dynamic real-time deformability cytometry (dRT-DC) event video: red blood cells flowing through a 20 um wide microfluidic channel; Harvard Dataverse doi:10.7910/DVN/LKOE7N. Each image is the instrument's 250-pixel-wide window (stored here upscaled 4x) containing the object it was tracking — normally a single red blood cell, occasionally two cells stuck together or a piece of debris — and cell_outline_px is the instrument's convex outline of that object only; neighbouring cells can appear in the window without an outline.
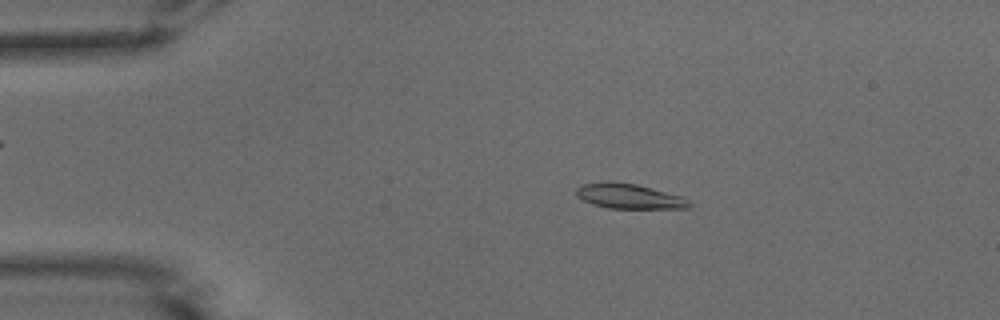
{"species": "common noctule bat (a hibernating species)", "species_latin": "Nyctalus noctula", "temperature_condition": "warm", "stored_images_in_passage": 51, "camera_frame_rate_fps": 3000, "um_per_image_px": 0.085, "animal": {"sex": "male", "body_mass_g": 15.6}, "frame": {"image": 1, "passage_image": 9, "time_ms": 2.667, "image_size_px": [1000, 320], "cell_outline_px": [[692, 204], [688, 208], [608, 208], [592, 204], [576, 196], [576, 188], [580, 184], [608, 180], [636, 184], [684, 196], [692, 200]], "centroid_in_image_um": [53.49, 16.66], "position_along_channel_um": 31.5, "area_um2": 16.76}}
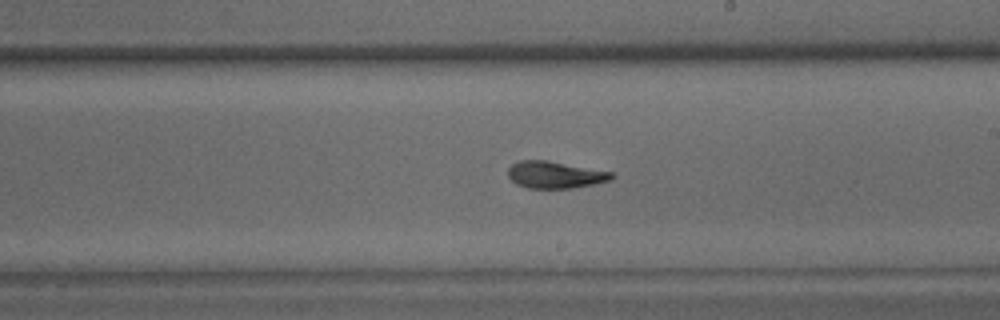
{"frame": {"image": 2, "passage_image": 29, "time_ms": 9.333, "image_size_px": [1000, 320], "cell_outline_px": [[616, 176], [612, 180], [596, 184], [572, 188], [528, 188], [516, 184], [508, 176], [508, 168], [512, 164], [520, 160], [548, 160], [612, 172]], "centroid_in_image_um": [47.2, 14.86], "position_along_channel_um": 241.8, "area_um2": 16.42}}
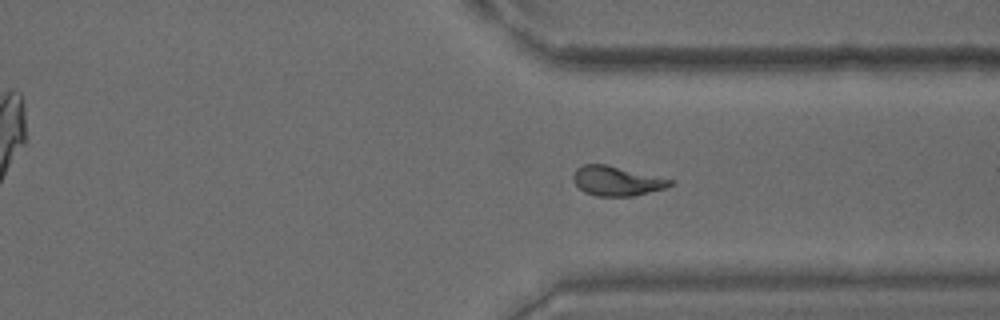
{"frame": {"image": 3, "passage_image": 38, "time_ms": 12.333, "image_size_px": [1000, 320], "cell_outline_px": [[672, 184], [664, 188], [632, 196], [596, 196], [584, 192], [572, 180], [572, 176], [576, 168], [584, 164], [604, 164], [672, 180]], "centroid_in_image_um": [52.34, 15.38], "position_along_channel_um": 359.1, "area_um2": 16.3}, "authors_computed_cell_mechanics": {"area_um2": 16.5308, "velocity_mm_per_s": 3.9009, "shape_relaxation_time_tau1_ms": 6.4021, "shape_relaxation_time_tau2_ms": 2.1828, "deformation_change_tau1": 0.2355, "deformation_change_tau2": 0.1011}}